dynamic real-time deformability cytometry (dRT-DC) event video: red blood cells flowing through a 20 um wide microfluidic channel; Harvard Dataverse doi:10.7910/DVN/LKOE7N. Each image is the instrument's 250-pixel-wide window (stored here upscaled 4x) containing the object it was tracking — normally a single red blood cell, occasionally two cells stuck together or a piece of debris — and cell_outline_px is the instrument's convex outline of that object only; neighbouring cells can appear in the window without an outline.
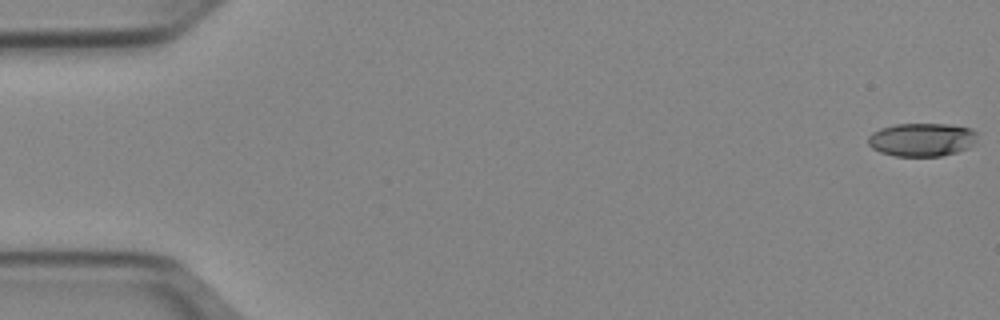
{"species": "Egyptian fruit bat (a non-hibernating species)", "species_latin": "Rousettus aegyptiacus", "temperature_condition": "cold", "stored_images_in_passage": 52, "camera_frame_rate_fps": 3000, "um_per_image_px": 0.085, "animal": {"sex": "female"}, "frame": {"image": 1, "passage_image": 1, "time_ms": 0.0, "image_size_px": [1000, 320], "cell_outline_px": [[980, 132], [976, 140], [968, 148], [956, 152], [940, 156], [896, 156], [880, 152], [872, 148], [868, 144], [868, 136], [872, 132], [880, 128], [896, 124], [948, 124], [972, 128]], "centroid_in_image_um": [78.38, 11.86], "position_along_channel_um": 6.6, "area_um2": 21.44}}
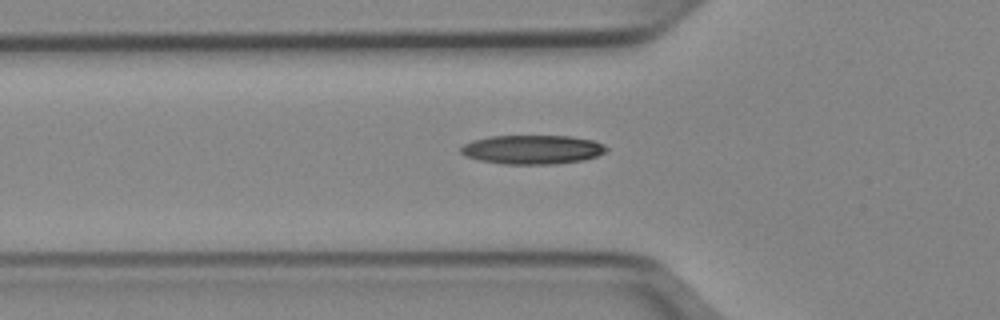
{"frame": {"image": 2, "passage_image": 18, "time_ms": 5.667, "image_size_px": [1000, 320], "cell_outline_px": [[608, 152], [584, 160], [556, 164], [504, 164], [480, 160], [464, 156], [460, 152], [460, 148], [464, 144], [472, 140], [488, 136], [572, 136], [592, 140], [604, 144], [608, 148]], "centroid_in_image_um": [45.26, 12.71], "position_along_channel_um": 80.5, "area_um2": 24.85}}
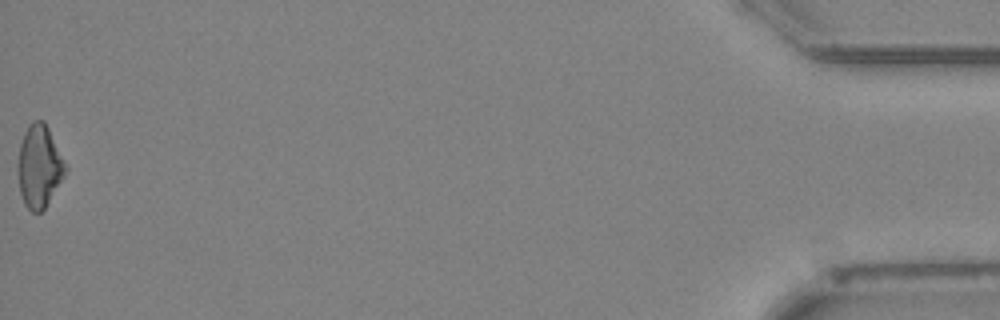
{"frame": {"image": 3, "passage_image": 52, "time_ms": 17.0, "image_size_px": [1000, 320], "cell_outline_px": [[68, 168], [64, 176], [44, 208], [40, 212], [32, 212], [24, 204], [20, 192], [16, 168], [20, 144], [24, 132], [28, 124], [32, 120], [44, 120]], "centroid_in_image_um": [3.31, 14.12], "position_along_channel_um": 431.9, "area_um2": 22.89}, "authors_computed_cell_mechanics": {"area_um2": 22.8888, "velocity_mm_per_s": 3.9665, "shape_relaxation_time_tau1_ms": 7.9024, "shape_relaxation_time_tau2_ms": 5.05, "deformation_change_tau1": 0.1764, "deformation_change_tau2": 0.1415}}